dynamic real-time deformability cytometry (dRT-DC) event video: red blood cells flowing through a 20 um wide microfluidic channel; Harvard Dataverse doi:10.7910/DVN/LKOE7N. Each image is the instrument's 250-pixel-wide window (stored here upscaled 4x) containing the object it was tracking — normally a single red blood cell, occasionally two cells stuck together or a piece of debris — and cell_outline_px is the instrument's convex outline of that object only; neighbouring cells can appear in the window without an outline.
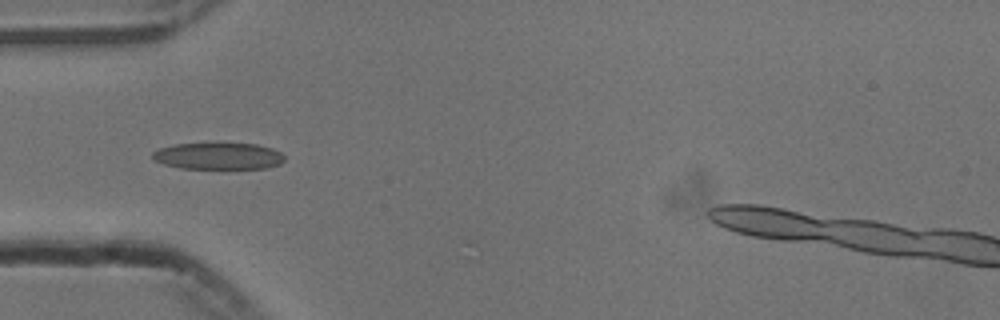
{"species": "common noctule bat (a hibernating species)", "species_latin": "Nyctalus noctula", "temperature_condition": "cold", "stored_images_in_passage": 2, "camera_frame_rate_fps": 3000, "um_per_image_px": 0.085, "animal": {"sex": "male", "body_mass_g": 13.3}, "frame": {"image": 1, "passage_image": 1, "time_ms": 0.0, "image_size_px": [1000, 320], "cell_outline_px": [[284, 160], [280, 164], [268, 168], [180, 168], [164, 164], [156, 160], [152, 156], [152, 152], [160, 148], [176, 144], [256, 144], [272, 148], [280, 152], [284, 156]], "centroid_in_image_um": [18.58, 13.27], "position_along_channel_um": 66.4, "area_um2": 20.23}}